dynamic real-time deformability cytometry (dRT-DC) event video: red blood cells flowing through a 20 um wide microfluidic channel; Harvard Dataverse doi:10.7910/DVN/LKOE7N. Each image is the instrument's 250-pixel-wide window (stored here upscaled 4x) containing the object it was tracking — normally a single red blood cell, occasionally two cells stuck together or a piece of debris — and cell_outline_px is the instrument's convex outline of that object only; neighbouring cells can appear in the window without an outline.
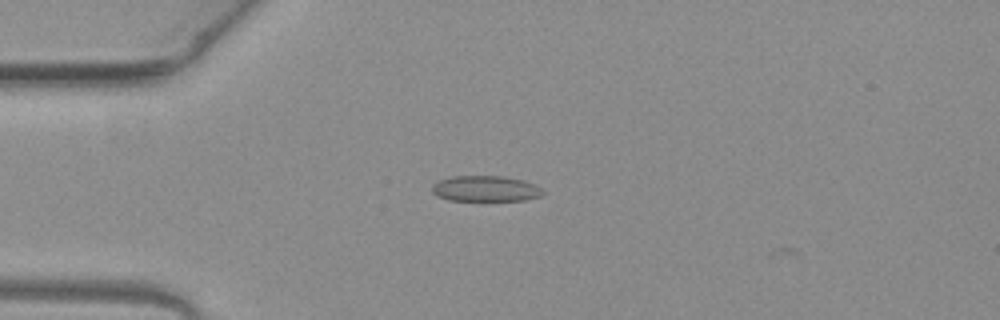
{"species": "common noctule bat (a hibernating species)", "species_latin": "Nyctalus noctula", "temperature_condition": "warm", "stored_images_in_passage": 14, "camera_frame_rate_fps": 3000, "um_per_image_px": 0.085, "animal": {"sex": "female", "body_mass_g": 19.3, "forearm_length_mm": 54.1}, "frame": {"image": 1, "passage_image": 13, "time_ms": 4.0, "image_size_px": [1000, 320], "cell_outline_px": [[544, 192], [540, 196], [524, 200], [448, 200], [432, 192], [432, 184], [440, 180], [452, 176], [504, 176], [524, 180], [536, 184]], "centroid_in_image_um": [41.28, 16.02], "position_along_channel_um": 43.7, "area_um2": 16.53}}